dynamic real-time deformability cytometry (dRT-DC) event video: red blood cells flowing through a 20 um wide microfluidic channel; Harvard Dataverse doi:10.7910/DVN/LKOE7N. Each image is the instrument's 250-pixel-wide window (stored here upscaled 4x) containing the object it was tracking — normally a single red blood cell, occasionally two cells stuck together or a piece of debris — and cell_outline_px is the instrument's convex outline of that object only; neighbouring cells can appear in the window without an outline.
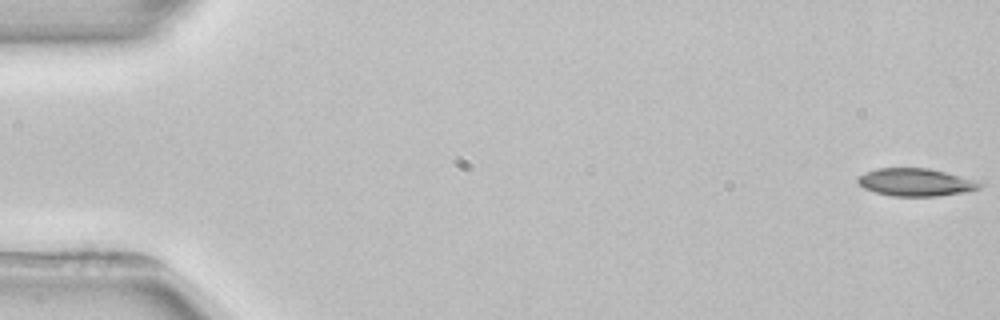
{"species": "common noctule bat (a hibernating species)", "species_latin": "Nyctalus noctula", "temperature_condition": "room temperature", "stored_images_in_passage": 4, "camera_frame_rate_fps": 3000, "um_per_image_px": 0.085, "animal": {"sex": "female", "body_mass_g": 22.7, "forearm_length_mm": 54.2}, "frame": {"image": 1, "passage_image": 1, "time_ms": 0.0, "image_size_px": [1000, 320], "cell_outline_px": [[984, 184], [980, 188], [968, 192], [936, 196], [892, 196], [876, 192], [864, 188], [856, 180], [864, 172], [876, 168], [928, 168], [984, 180]], "centroid_in_image_um": [77.95, 15.48], "position_along_channel_um": 7.1, "area_um2": 20.11}}
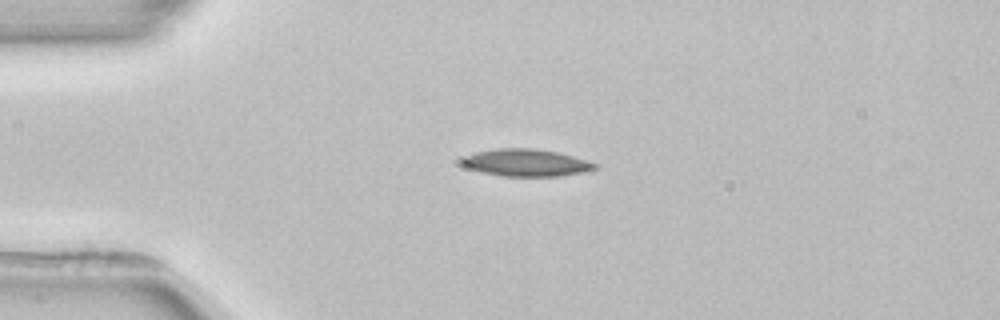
{"frame": {"image": 2, "passage_image": 3, "time_ms": 4.0, "image_size_px": [1000, 320], "cell_outline_px": [[600, 168], [560, 176], [504, 176], [484, 172], [468, 168], [460, 160], [464, 156], [476, 152], [496, 148], [532, 148], [556, 152], [572, 156], [600, 164]], "centroid_in_image_um": [44.74, 13.82], "position_along_channel_um": 40.3, "area_um2": 20.92}}
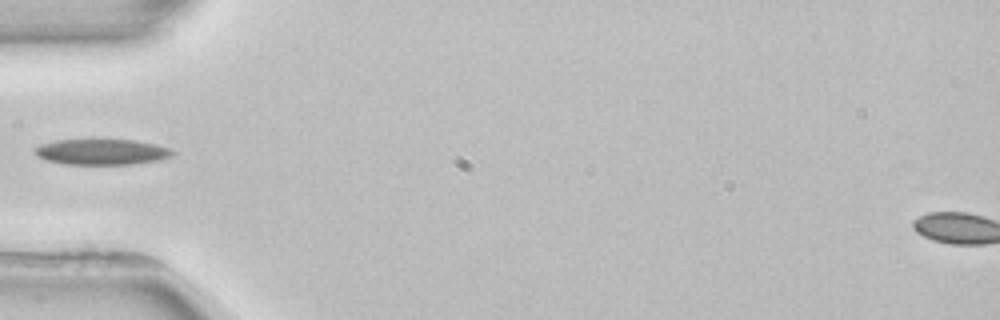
{"frame": {"image": 3, "passage_image": 4, "time_ms": 5.667, "image_size_px": [1000, 320], "cell_outline_px": [[176, 152], [172, 156], [160, 160], [132, 164], [64, 164], [44, 160], [36, 152], [36, 148], [40, 144], [56, 140], [132, 140], [156, 144], [172, 148]], "centroid_in_image_um": [8.71, 12.91], "position_along_channel_um": 76.3, "area_um2": 20.58}}